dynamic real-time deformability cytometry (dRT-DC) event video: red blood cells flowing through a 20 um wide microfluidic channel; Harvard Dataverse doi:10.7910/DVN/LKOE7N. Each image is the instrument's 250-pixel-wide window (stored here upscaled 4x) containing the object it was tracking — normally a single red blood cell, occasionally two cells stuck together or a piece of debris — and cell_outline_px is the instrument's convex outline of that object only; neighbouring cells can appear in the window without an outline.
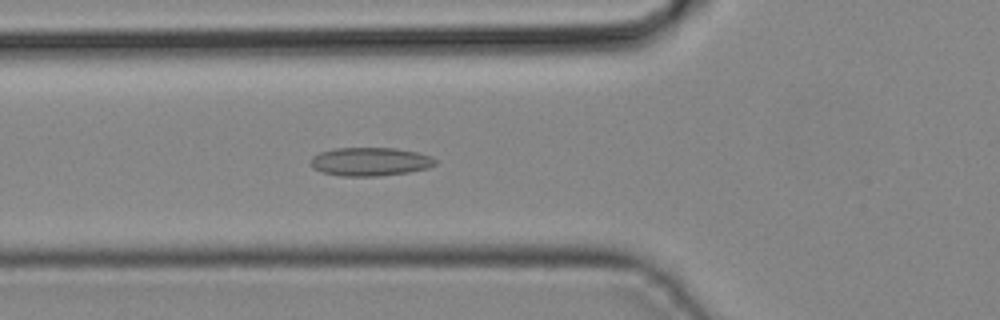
{"species": "common noctule bat (a hibernating species)", "species_latin": "Nyctalus noctula", "temperature_condition": "cold", "stored_images_in_passage": 41, "camera_frame_rate_fps": 3000, "um_per_image_px": 0.085, "animal": {"sex": "male", "body_mass_g": 19.2, "forearm_length_mm": 51.8}, "frame": {"image": 1, "passage_image": 14, "time_ms": 4.333, "image_size_px": [1000, 320], "cell_outline_px": [[436, 164], [428, 168], [408, 172], [380, 176], [340, 176], [324, 172], [312, 168], [312, 156], [320, 152], [336, 148], [396, 148], [416, 152], [432, 156], [436, 160]], "centroid_in_image_um": [31.48, 13.74], "position_along_channel_um": 94.3, "area_um2": 20.63}}
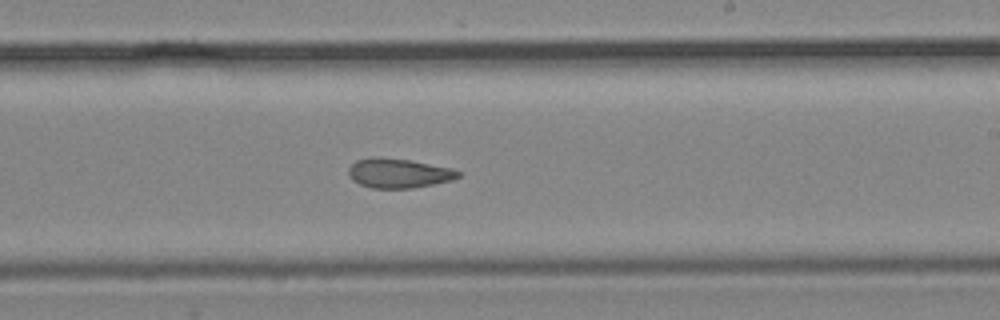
{"frame": {"image": 2, "passage_image": 24, "time_ms": 7.667, "image_size_px": [1000, 320], "cell_outline_px": [[460, 176], [452, 180], [412, 188], [372, 188], [360, 184], [352, 180], [348, 176], [348, 168], [356, 160], [408, 160], [452, 168], [460, 172]], "centroid_in_image_um": [33.91, 14.77], "position_along_channel_um": 255.1, "area_um2": 18.03}}
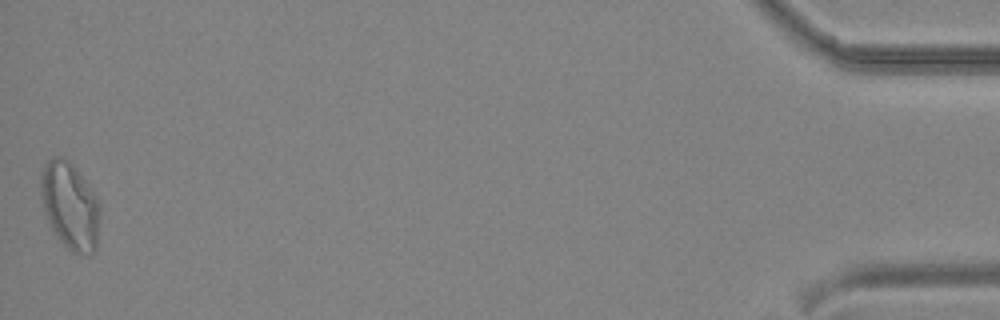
{"frame": {"image": 3, "passage_image": 41, "time_ms": 13.333, "image_size_px": [1000, 320], "cell_outline_px": [[100, 212], [96, 248], [92, 252], [72, 252], [56, 236], [48, 224], [40, 192], [40, 172], [44, 164], [52, 156], [60, 156], [68, 160], [76, 168], [100, 200]], "centroid_in_image_um": [5.94, 17.44], "position_along_channel_um": 429.3, "area_um2": 30.17}}